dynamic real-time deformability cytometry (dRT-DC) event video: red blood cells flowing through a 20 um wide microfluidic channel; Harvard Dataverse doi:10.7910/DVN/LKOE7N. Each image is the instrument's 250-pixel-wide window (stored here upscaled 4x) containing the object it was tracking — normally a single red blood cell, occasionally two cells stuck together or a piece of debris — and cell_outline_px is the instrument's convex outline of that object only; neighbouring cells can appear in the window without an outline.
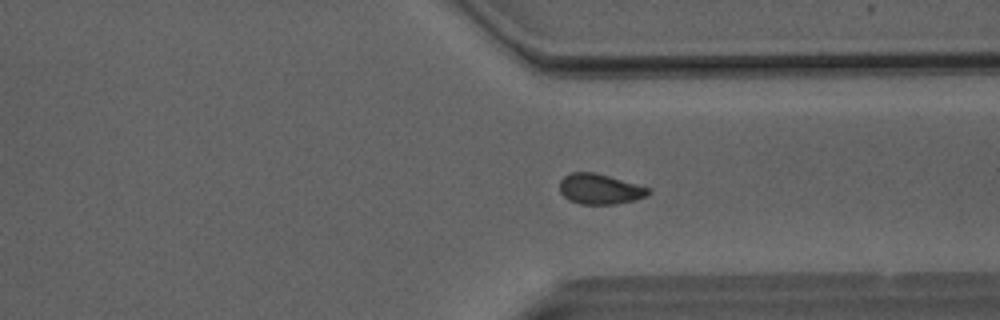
{"species": "Egyptian fruit bat (a non-hibernating species)", "species_latin": "Rousettus aegyptiacus", "temperature_condition": "room temperature", "stored_images_in_passage": 37, "camera_frame_rate_fps": 3000, "um_per_image_px": 0.085, "animal": {"sex": "male"}, "frame": {"image": 1, "passage_image": 25, "time_ms": 8.0, "image_size_px": [1000, 320], "cell_outline_px": [[652, 192], [648, 196], [616, 204], [580, 204], [568, 200], [560, 192], [560, 180], [564, 176], [572, 172], [596, 172], [648, 188]], "centroid_in_image_um": [50.96, 16.07], "position_along_channel_um": 360.4, "area_um2": 15.61}}
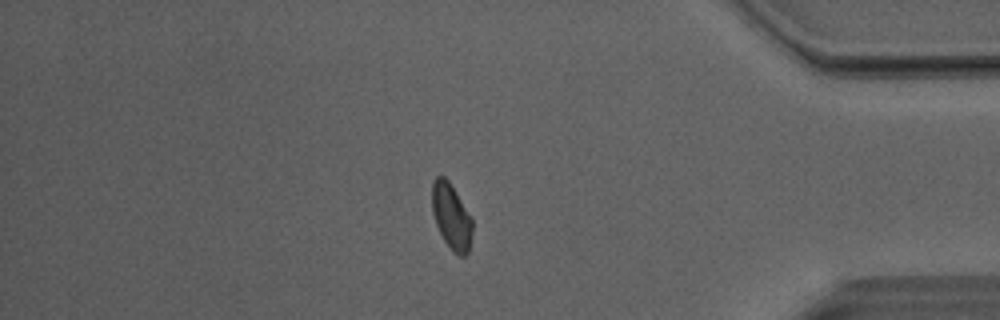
{"frame": {"image": 2, "passage_image": 30, "time_ms": 9.667, "image_size_px": [1000, 320], "cell_outline_px": [[472, 232], [468, 252], [464, 256], [460, 256], [452, 252], [444, 240], [436, 224], [432, 212], [432, 180], [436, 176], [444, 176], [448, 180], [472, 216]], "centroid_in_image_um": [38.36, 18.39], "position_along_channel_um": 396.8, "area_um2": 15.55}}
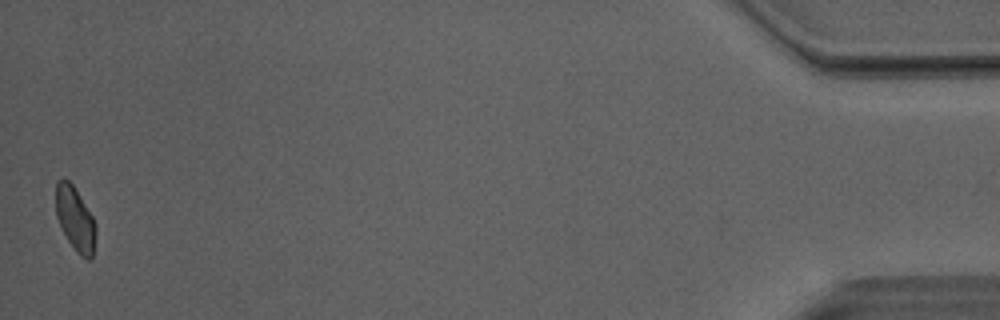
{"frame": {"image": 3, "passage_image": 37, "time_ms": 12.0, "image_size_px": [1000, 320], "cell_outline_px": [[96, 232], [92, 260], [88, 260], [80, 256], [76, 252], [68, 240], [56, 216], [56, 180], [64, 176], [72, 184], [92, 216], [96, 228]], "centroid_in_image_um": [6.39, 18.61], "position_along_channel_um": 428.8, "area_um2": 14.85}, "authors_computed_cell_mechanics": {"area_um2": 15.5482, "velocity_mm_per_s": 4.0665, "shape_relaxation_time_tau1_ms": null, "shape_relaxation_time_tau2_ms": 3.1574, "deformation_change_tau1": null, "deformation_change_tau2": 0.08}}